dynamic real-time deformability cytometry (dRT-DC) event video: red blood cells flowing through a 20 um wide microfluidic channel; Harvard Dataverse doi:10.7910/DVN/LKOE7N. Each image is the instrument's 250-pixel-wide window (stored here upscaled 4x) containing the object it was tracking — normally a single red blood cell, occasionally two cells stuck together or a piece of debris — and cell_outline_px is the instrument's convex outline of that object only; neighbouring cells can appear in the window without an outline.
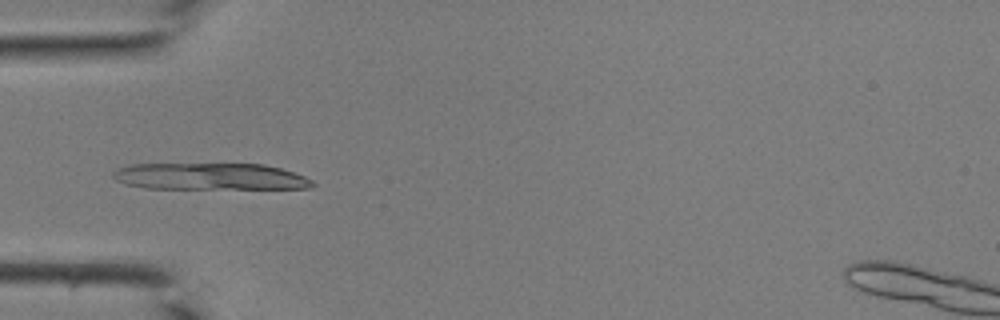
{"species": "common noctule bat (a hibernating species)", "species_latin": "Nyctalus noctula", "temperature_condition": "room temperature", "stored_images_in_passage": 24, "camera_frame_rate_fps": 3000, "um_per_image_px": 0.085, "animal": {"sex": "male", "body_mass_g": 19.0, "forearm_length_mm": 50.8}, "frame": {"image": 1, "passage_image": 11, "time_ms": 3.333, "image_size_px": [1000, 320], "cell_outline_px": [[316, 184], [308, 188], [144, 188], [128, 184], [116, 180], [112, 176], [112, 172], [116, 168], [128, 164], [264, 164], [280, 168], [304, 176], [312, 180]], "centroid_in_image_um": [17.82, 14.99], "position_along_channel_um": 67.2, "area_um2": 30.92}}
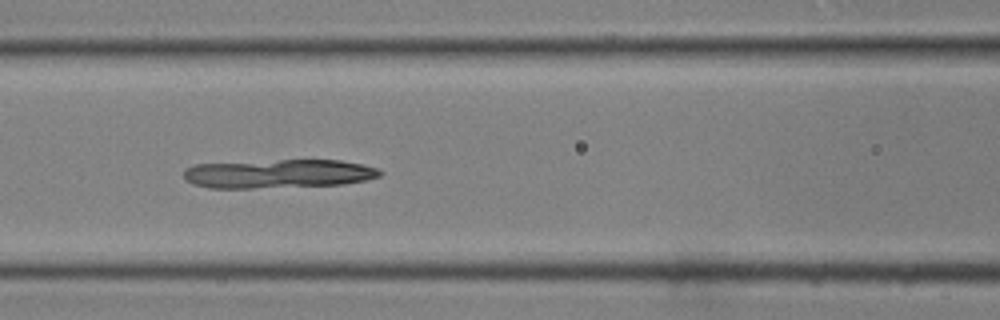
{"frame": {"image": 2, "passage_image": 16, "time_ms": 5.0, "image_size_px": [1000, 320], "cell_outline_px": [[384, 172], [380, 176], [368, 180], [344, 184], [252, 188], [208, 188], [192, 184], [184, 180], [184, 168], [196, 164], [280, 160], [340, 160], [364, 164], [376, 168]], "centroid_in_image_um": [23.67, 14.77], "position_along_channel_um": 142.9, "area_um2": 33.06}}
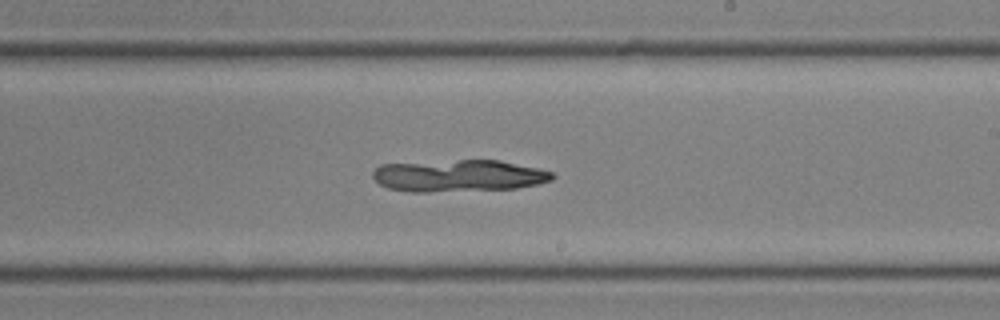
{"frame": {"image": 3, "passage_image": 23, "time_ms": 7.333, "image_size_px": [1000, 320], "cell_outline_px": [[556, 176], [552, 180], [536, 184], [516, 188], [428, 192], [412, 192], [388, 188], [380, 184], [372, 176], [372, 172], [380, 164], [460, 160], [500, 160], [540, 168], [552, 172]], "centroid_in_image_um": [39.0, 14.93], "position_along_channel_um": 250.0, "area_um2": 33.41}}